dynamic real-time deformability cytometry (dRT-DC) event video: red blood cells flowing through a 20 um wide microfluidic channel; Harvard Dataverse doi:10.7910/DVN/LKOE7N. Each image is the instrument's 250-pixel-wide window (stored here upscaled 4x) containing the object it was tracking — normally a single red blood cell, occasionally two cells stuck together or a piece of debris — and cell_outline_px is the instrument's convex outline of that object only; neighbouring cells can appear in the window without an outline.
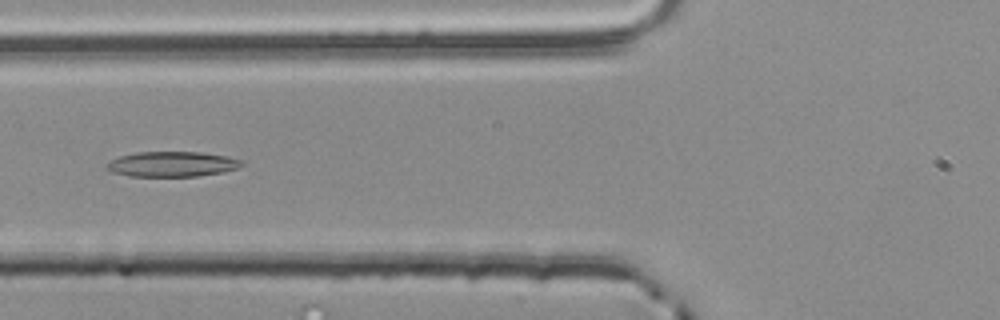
{"species": "common noctule bat (a hibernating species)", "species_latin": "Nyctalus noctula", "temperature_condition": "room temperature", "stored_images_in_passage": 38, "camera_frame_rate_fps": 3000, "um_per_image_px": 0.085, "animal": {"sex": "male", "body_mass_g": 20.4}, "frame": {"image": 1, "passage_image": 5, "time_ms": 1.333, "image_size_px": [1000, 320], "cell_outline_px": [[244, 164], [236, 168], [224, 172], [196, 176], [128, 176], [112, 172], [104, 168], [104, 164], [108, 160], [120, 156], [136, 152], [200, 152], [228, 156], [240, 160]], "centroid_in_image_um": [14.56, 13.95], "position_along_channel_um": 111.2, "area_um2": 19.94}}
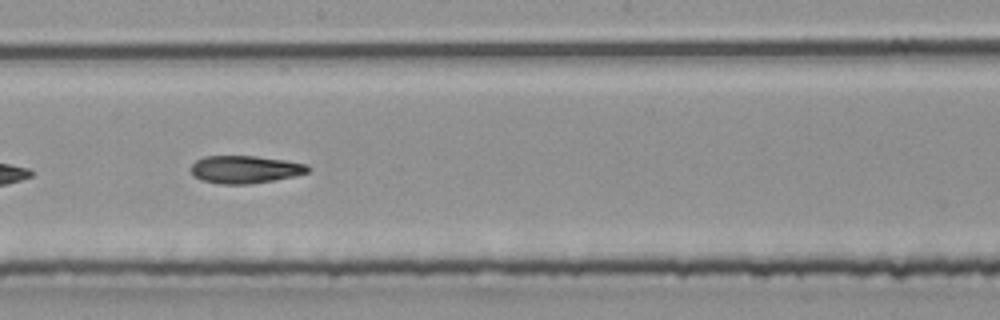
{"frame": {"image": 2, "passage_image": 14, "time_ms": 4.333, "image_size_px": [1000, 320], "cell_outline_px": [[312, 168], [308, 172], [296, 176], [248, 184], [220, 184], [200, 180], [192, 176], [192, 164], [196, 160], [204, 156], [256, 156], [284, 160], [308, 164]], "centroid_in_image_um": [20.84, 14.4], "position_along_channel_um": 227.4, "area_um2": 18.96}}
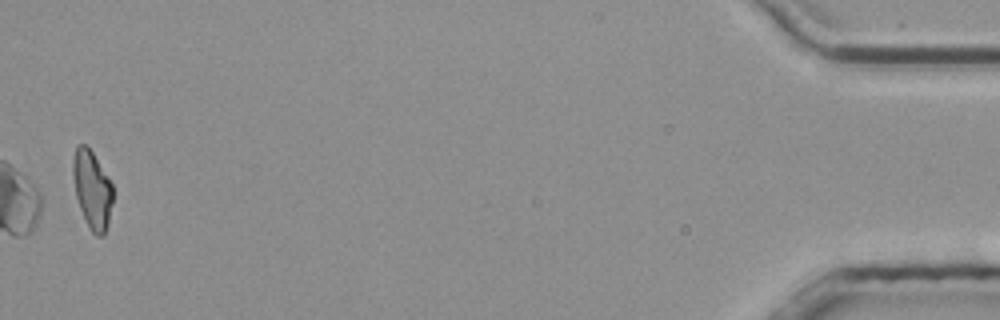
{"frame": {"image": 3, "passage_image": 37, "time_ms": 12.0, "image_size_px": [1000, 320], "cell_outline_px": [[112, 204], [108, 224], [104, 236], [96, 236], [92, 232], [80, 208], [76, 196], [72, 172], [72, 160], [76, 144], [84, 144], [92, 152], [108, 176], [112, 184]], "centroid_in_image_um": [7.83, 16.1], "position_along_channel_um": 427.4, "area_um2": 18.03}, "authors_computed_cell_mechanics": {"area_um2": 18.9006, "velocity_mm_per_s": 3.8639, "shape_relaxation_time_tau1_ms": 10.7205, "shape_relaxation_time_tau2_ms": null, "deformation_change_tau1": 0.2497, "deformation_change_tau2": null}}